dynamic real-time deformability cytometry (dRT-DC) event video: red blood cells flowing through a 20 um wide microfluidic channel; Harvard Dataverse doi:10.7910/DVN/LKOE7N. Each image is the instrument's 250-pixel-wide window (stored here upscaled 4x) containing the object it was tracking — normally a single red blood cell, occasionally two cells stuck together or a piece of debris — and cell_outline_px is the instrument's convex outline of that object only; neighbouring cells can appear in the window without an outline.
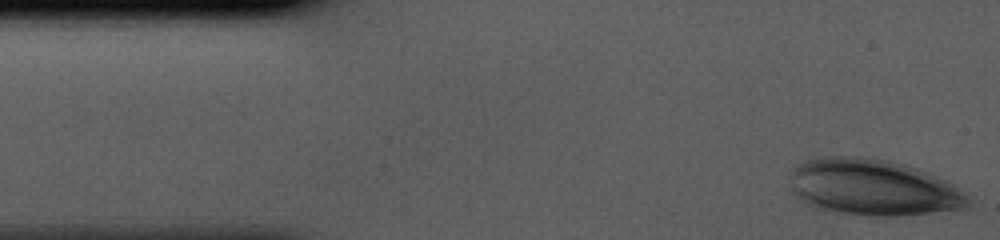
{"species": "human", "species_latin": "Homo sapiens", "temperature_condition": "cold", "stored_images_in_passage": 36, "camera_frame_rate_fps": 3000, "um_per_image_px": 0.085, "donor": {"sex": "male"}, "frame": {"image": 1, "passage_image": 1, "time_ms": 0.0, "image_size_px": [1000, 240], "cell_outline_px": [[972, 200], [964, 208], [900, 216], [864, 216], [824, 212], [804, 204], [792, 196], [788, 188], [792, 168], [796, 164], [804, 160], [824, 156], [860, 156], [888, 160], [904, 164], [928, 172], [952, 184], [964, 192]], "centroid_in_image_um": [74.07, 15.94], "position_along_channel_um": 10.9, "area_um2": 59.77}}
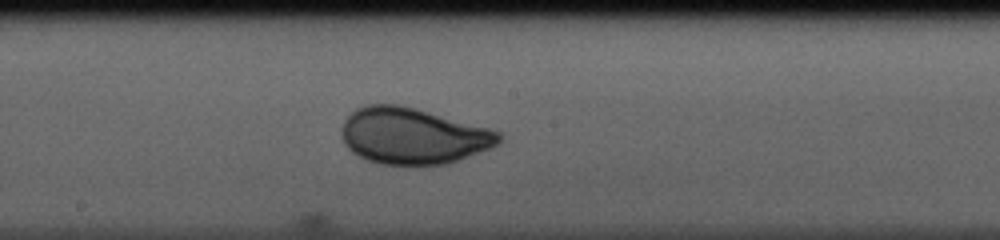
{"frame": {"image": 2, "passage_image": 21, "time_ms": 6.667, "image_size_px": [1000, 240], "cell_outline_px": [[504, 136], [500, 144], [448, 164], [380, 164], [368, 160], [352, 152], [344, 144], [340, 132], [340, 128], [344, 120], [356, 108], [364, 104], [400, 104], [416, 108], [492, 128], [500, 132]], "centroid_in_image_um": [35.11, 11.53], "position_along_channel_um": 213.1, "area_um2": 52.02}}
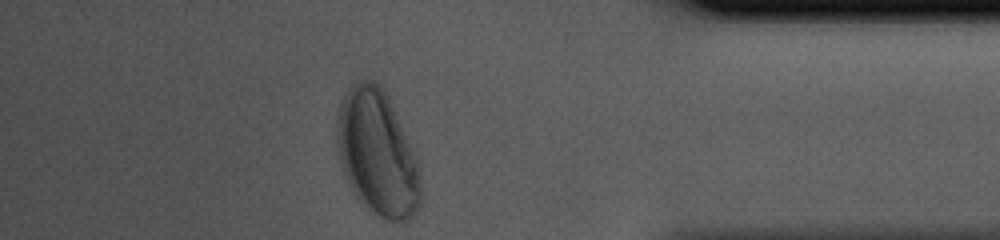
{"frame": {"image": 3, "passage_image": 36, "time_ms": 11.667, "image_size_px": [1000, 240], "cell_outline_px": [[424, 200], [416, 212], [404, 224], [400, 224], [388, 220], [368, 212], [356, 200], [344, 176], [340, 164], [336, 148], [336, 116], [340, 104], [348, 88], [356, 80], [364, 76], [376, 80], [384, 88], [388, 96], [416, 156], [420, 172], [424, 196]], "centroid_in_image_um": [32.07, 13.05], "position_along_channel_um": 403.1, "area_um2": 63.41}}